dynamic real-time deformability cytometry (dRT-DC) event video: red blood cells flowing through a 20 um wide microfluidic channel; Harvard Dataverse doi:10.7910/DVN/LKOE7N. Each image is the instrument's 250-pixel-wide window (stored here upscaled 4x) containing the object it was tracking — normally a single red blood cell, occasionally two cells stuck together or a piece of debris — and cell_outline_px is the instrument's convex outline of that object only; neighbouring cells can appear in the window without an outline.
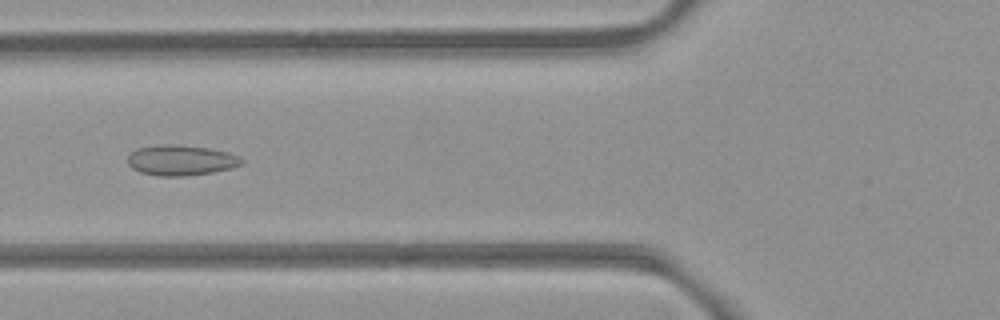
{"species": "common noctule bat (a hibernating species)", "species_latin": "Nyctalus noctula", "temperature_condition": "room temperature", "stored_images_in_passage": 42, "camera_frame_rate_fps": 3000, "um_per_image_px": 0.085, "animal": {"sex": "female", "body_mass_g": 21.9}, "frame": {"image": 1, "passage_image": 9, "time_ms": 2.667, "image_size_px": [1000, 320], "cell_outline_px": [[244, 164], [232, 168], [212, 172], [184, 176], [156, 176], [140, 172], [132, 168], [128, 164], [128, 156], [136, 148], [160, 144], [172, 144], [208, 148], [228, 152], [240, 156], [244, 160]], "centroid_in_image_um": [15.39, 13.62], "position_along_channel_um": 110.4, "area_um2": 20.35}}
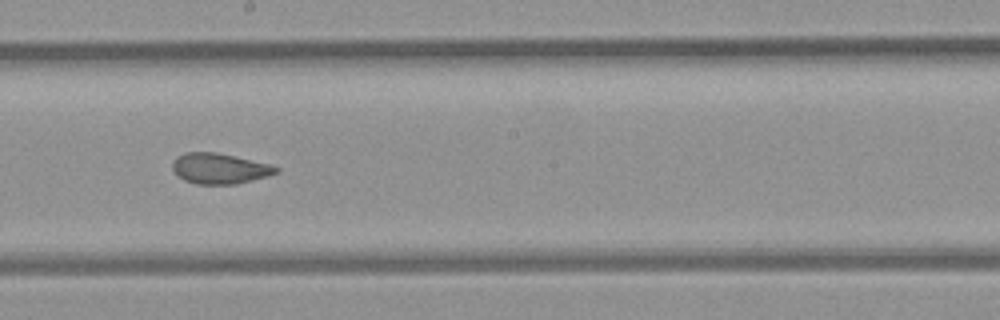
{"frame": {"image": 2, "passage_image": 18, "time_ms": 5.667, "image_size_px": [1000, 320], "cell_outline_px": [[280, 172], [268, 176], [236, 184], [196, 184], [184, 180], [172, 168], [172, 164], [176, 156], [184, 152], [216, 152], [272, 164], [280, 168]], "centroid_in_image_um": [18.7, 14.31], "position_along_channel_um": 229.5, "area_um2": 18.55}}
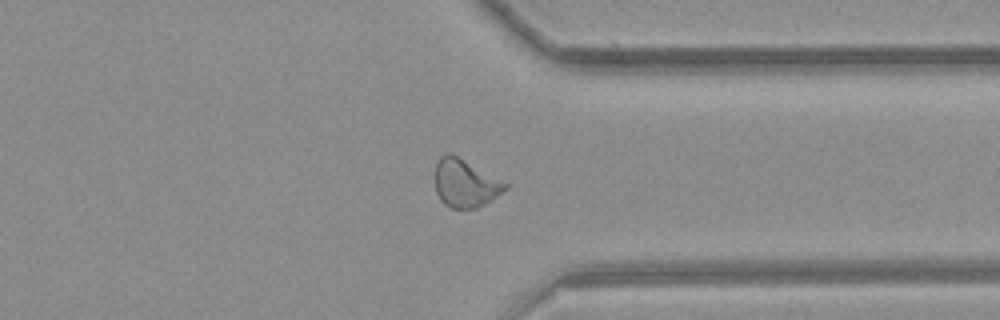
{"frame": {"image": 3, "passage_image": 29, "time_ms": 9.333, "image_size_px": [1000, 320], "cell_outline_px": [[508, 188], [476, 208], [448, 208], [440, 200], [436, 192], [436, 164], [440, 156], [448, 152], [456, 156], [508, 184]], "centroid_in_image_um": [39.5, 15.59], "position_along_channel_um": 371.9, "area_um2": 19.02}, "authors_computed_cell_mechanics": {"area_um2": 19.2763, "velocity_mm_per_s": 3.9561, "shape_relaxation_time_tau1_ms": null, "shape_relaxation_time_tau2_ms": 1.0829, "deformation_change_tau1": null, "deformation_change_tau2": 0.0573}}